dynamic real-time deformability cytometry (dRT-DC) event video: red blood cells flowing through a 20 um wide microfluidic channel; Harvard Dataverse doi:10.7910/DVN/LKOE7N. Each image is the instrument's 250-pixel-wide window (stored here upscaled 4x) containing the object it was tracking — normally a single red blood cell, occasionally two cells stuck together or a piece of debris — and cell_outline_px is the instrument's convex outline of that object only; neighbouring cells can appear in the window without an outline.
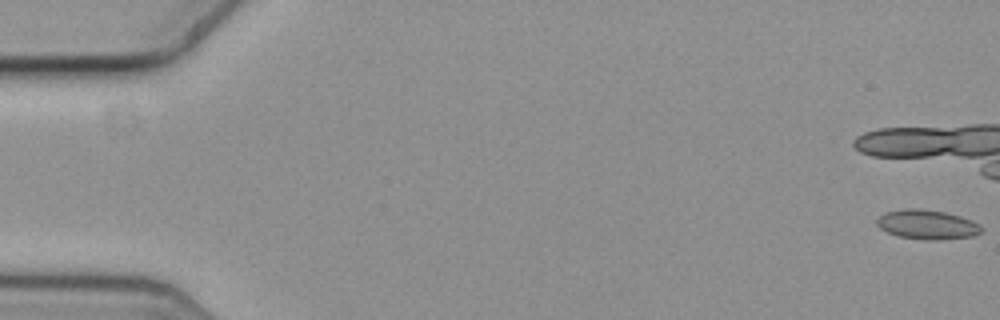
{"species": "common noctule bat (a hibernating species)", "species_latin": "Nyctalus noctula", "temperature_condition": "cold", "stored_images_in_passage": 15, "camera_frame_rate_fps": 3000, "um_per_image_px": 0.085, "animal": {"sex": "female", "body_mass_g": 19.3, "forearm_length_mm": 54.1}, "frame": {"image": 1, "passage_image": 1, "time_ms": 0.0, "image_size_px": [1000, 320], "cell_outline_px": [[984, 228], [980, 232], [972, 236], [940, 240], [924, 240], [896, 236], [880, 228], [876, 224], [876, 220], [884, 212], [904, 208], [920, 208], [944, 212], [960, 216], [972, 220], [980, 224]], "centroid_in_image_um": [78.8, 19.08], "position_along_channel_um": 6.2, "area_um2": 18.15}}